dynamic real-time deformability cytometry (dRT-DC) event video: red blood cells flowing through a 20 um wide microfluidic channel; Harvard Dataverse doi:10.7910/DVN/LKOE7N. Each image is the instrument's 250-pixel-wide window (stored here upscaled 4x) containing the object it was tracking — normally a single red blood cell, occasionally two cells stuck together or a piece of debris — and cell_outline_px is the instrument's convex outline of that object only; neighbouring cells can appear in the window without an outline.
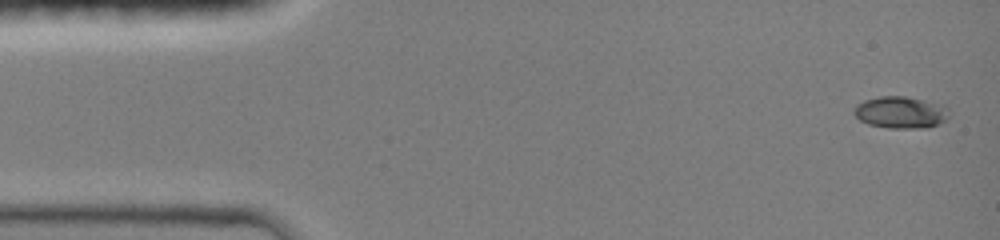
{"species": "common noctule bat (a hibernating species)", "species_latin": "Nyctalus noctula", "temperature_condition": "room temperature", "stored_images_in_passage": 26, "camera_frame_rate_fps": 3000, "um_per_image_px": 0.085, "animal": {"sex": "female", "body_mass_g": 19.0, "forearm_length_mm": 51.5}, "frame": {"image": 1, "passage_image": 1, "time_ms": 0.0, "image_size_px": [1000, 240], "cell_outline_px": [[948, 116], [940, 124], [928, 128], [888, 128], [868, 124], [860, 120], [852, 112], [852, 108], [856, 104], [864, 100], [880, 96], [904, 96], [944, 104], [948, 108]], "centroid_in_image_um": [76.55, 9.55], "position_along_channel_um": 8.5, "area_um2": 17.92}}
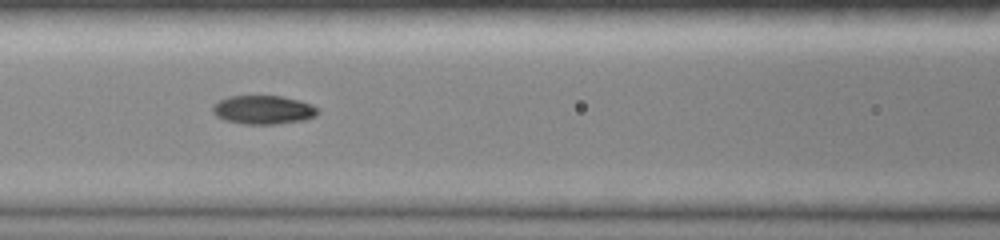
{"frame": {"image": 2, "passage_image": 11, "time_ms": 6.0, "image_size_px": [1000, 240], "cell_outline_px": [[320, 112], [316, 116], [304, 120], [276, 124], [244, 124], [224, 120], [216, 116], [212, 112], [212, 108], [220, 100], [228, 96], [284, 96], [300, 100], [312, 104]], "centroid_in_image_um": [22.4, 9.33], "position_along_channel_um": 144.2, "area_um2": 17.69}}
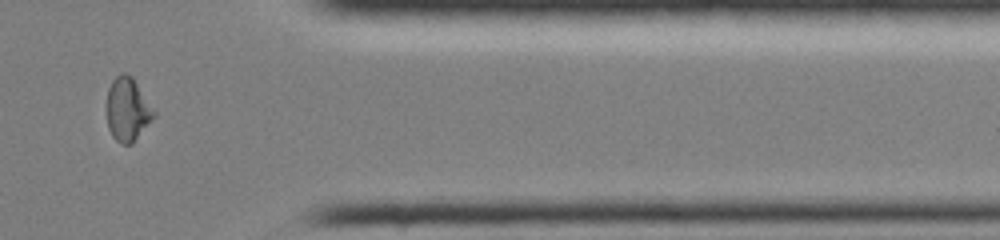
{"frame": {"image": 3, "passage_image": 22, "time_ms": 12.333, "image_size_px": [1000, 240], "cell_outline_px": [[156, 116], [132, 144], [120, 144], [112, 136], [108, 128], [108, 88], [112, 80], [120, 72], [124, 72], [132, 76], [156, 112]], "centroid_in_image_um": [10.86, 9.3], "position_along_channel_um": 400.5, "area_um2": 17.46}, "authors_computed_cell_mechanics": {"area_um2": 17.3978, "velocity_mm_per_s": 4.177, "shape_relaxation_time_tau1_ms": 9.5364, "shape_relaxation_time_tau2_ms": 4.2659, "deformation_change_tau1": 0.3389, "deformation_change_tau2": 0.0575}}